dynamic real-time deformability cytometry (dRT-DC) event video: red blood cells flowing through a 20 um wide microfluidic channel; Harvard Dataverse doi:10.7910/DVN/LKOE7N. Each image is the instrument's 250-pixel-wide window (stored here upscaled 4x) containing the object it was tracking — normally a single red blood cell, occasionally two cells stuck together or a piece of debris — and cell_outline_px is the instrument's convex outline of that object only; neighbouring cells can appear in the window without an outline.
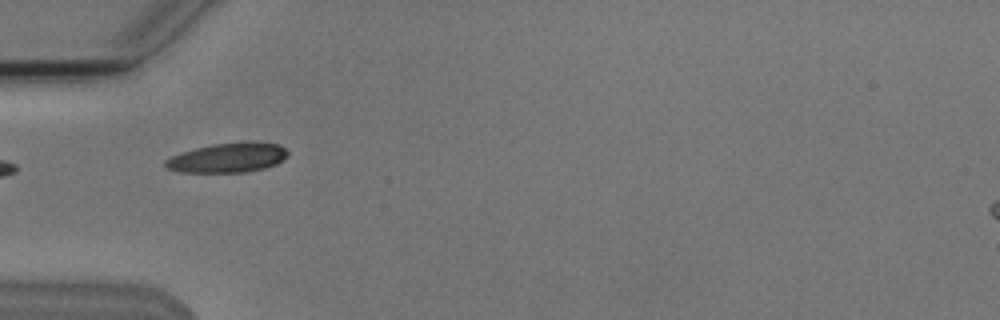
{"species": "Egyptian fruit bat (a non-hibernating species)", "species_latin": "Rousettus aegyptiacus", "temperature_condition": "cold", "stored_images_in_passage": 9, "camera_frame_rate_fps": 3000, "um_per_image_px": 0.085, "animal": {"sex": "male"}, "frame": {"image": 1, "passage_image": 4, "time_ms": 4.333, "image_size_px": [1000, 320], "cell_outline_px": [[288, 156], [284, 160], [276, 164], [264, 168], [244, 172], [180, 172], [164, 168], [164, 160], [172, 156], [196, 148], [212, 144], [280, 144], [288, 152]], "centroid_in_image_um": [19.32, 13.45], "position_along_channel_um": 65.7, "area_um2": 20.4}}
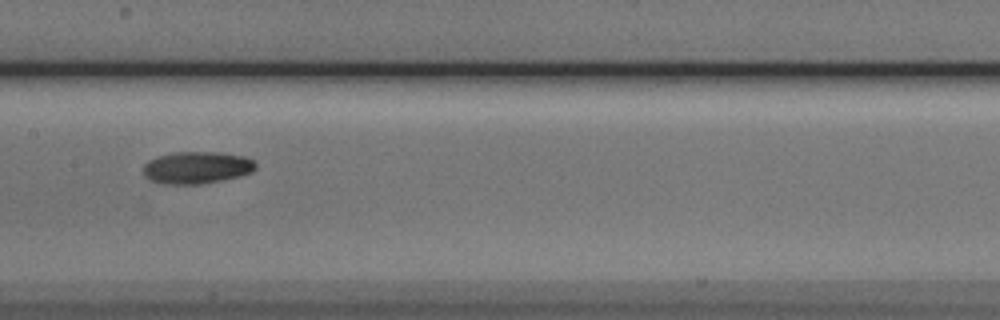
{"frame": {"image": 2, "passage_image": 7, "time_ms": 7.667, "image_size_px": [1000, 320], "cell_outline_px": [[256, 168], [252, 172], [240, 176], [200, 184], [164, 184], [148, 180], [144, 176], [144, 164], [148, 160], [156, 156], [176, 152], [220, 152], [244, 156], [252, 160], [256, 164]], "centroid_in_image_um": [16.7, 14.24], "position_along_channel_um": 190.7, "area_um2": 21.15}}
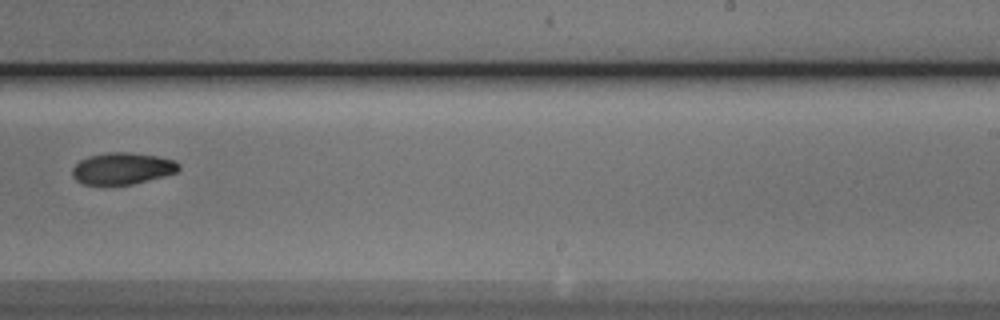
{"frame": {"image": 3, "passage_image": 9, "time_ms": 10.0, "image_size_px": [1000, 320], "cell_outline_px": [[180, 168], [176, 172], [164, 176], [132, 184], [84, 184], [76, 180], [72, 176], [72, 168], [80, 160], [88, 156], [108, 152], [128, 152], [156, 156], [176, 160], [180, 164]], "centroid_in_image_um": [10.4, 14.31], "position_along_channel_um": 278.6, "area_um2": 19.59}}